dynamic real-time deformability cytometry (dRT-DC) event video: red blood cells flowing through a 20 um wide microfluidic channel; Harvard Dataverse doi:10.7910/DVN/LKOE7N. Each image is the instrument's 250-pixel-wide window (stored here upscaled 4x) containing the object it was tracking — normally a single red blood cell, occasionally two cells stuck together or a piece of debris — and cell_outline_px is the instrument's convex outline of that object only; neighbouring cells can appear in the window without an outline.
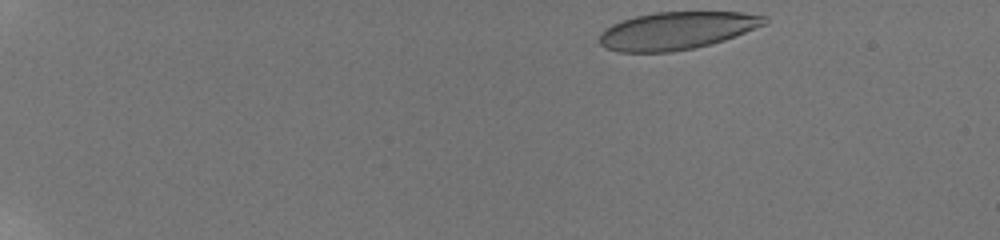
{"species": "human", "species_latin": "Homo sapiens", "temperature_condition": "room temperature", "stored_images_in_passage": 21, "camera_frame_rate_fps": 3000, "um_per_image_px": 0.085, "donor": {"sex": "male"}, "frame": {"image": 1, "passage_image": 1, "time_ms": 0.0, "image_size_px": [1000, 240], "cell_outline_px": [[768, 24], [724, 40], [692, 48], [672, 52], [620, 52], [604, 48], [596, 40], [600, 32], [604, 28], [612, 24], [636, 16], [656, 12], [744, 12], [768, 16]], "centroid_in_image_um": [57.51, 2.6], "position_along_channel_um": 27.5, "area_um2": 36.47}}
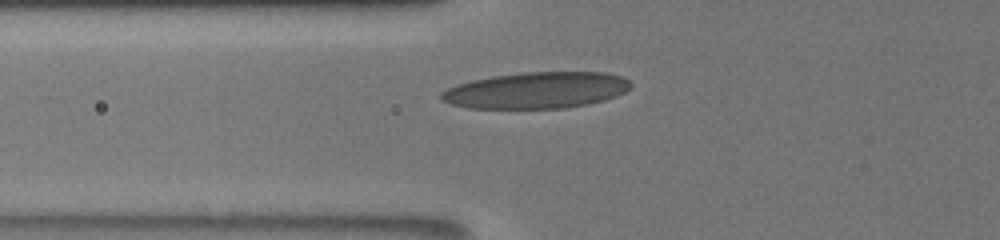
{"frame": {"image": 2, "passage_image": 15, "time_ms": 5.0, "image_size_px": [1000, 240], "cell_outline_px": [[632, 88], [616, 96], [604, 100], [588, 104], [564, 108], [468, 108], [452, 104], [440, 100], [440, 92], [456, 84], [472, 80], [496, 76], [524, 72], [604, 72], [620, 76], [628, 80], [632, 84]], "centroid_in_image_um": [45.6, 7.67], "position_along_channel_um": 80.2, "area_um2": 40.11}}
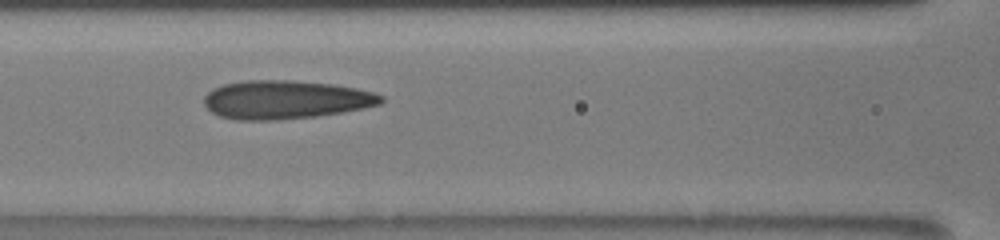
{"frame": {"image": 3, "passage_image": 18, "time_ms": 6.667, "image_size_px": [1000, 240], "cell_outline_px": [[384, 100], [380, 104], [364, 108], [316, 116], [276, 120], [236, 120], [220, 116], [212, 112], [204, 104], [204, 96], [212, 88], [224, 84], [244, 80], [292, 80], [332, 84], [356, 88], [372, 92], [384, 96]], "centroid_in_image_um": [24.25, 8.47], "position_along_channel_um": 142.4, "area_um2": 39.77}}